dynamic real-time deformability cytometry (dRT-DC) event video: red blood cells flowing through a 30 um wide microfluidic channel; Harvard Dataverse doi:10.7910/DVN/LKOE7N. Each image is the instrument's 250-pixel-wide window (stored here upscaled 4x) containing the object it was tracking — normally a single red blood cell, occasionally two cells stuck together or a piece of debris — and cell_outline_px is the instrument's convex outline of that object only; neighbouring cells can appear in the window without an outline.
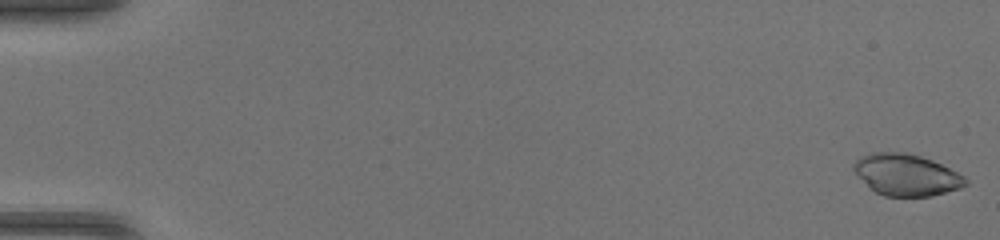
{"species": "common noctule bat (a hibernating species)", "species_latin": "Nyctalus noctula", "temperature_condition": "warm", "stored_images_in_passage": 48, "camera_frame_rate_fps": 3000, "um_per_image_px": 0.085, "animal": {"sex": "female", "body_mass_g": 17.0, "forearm_length_mm": 48.0}, "frame": {"image": 1, "passage_image": 1, "time_ms": 0.0, "image_size_px": [1000, 240], "cell_outline_px": [[968, 184], [960, 188], [932, 196], [884, 196], [868, 188], [852, 168], [852, 164], [860, 156], [872, 152], [908, 152], [932, 160], [964, 176], [968, 180]], "centroid_in_image_um": [77.01, 14.86], "position_along_channel_um": 8.0, "area_um2": 27.17}}
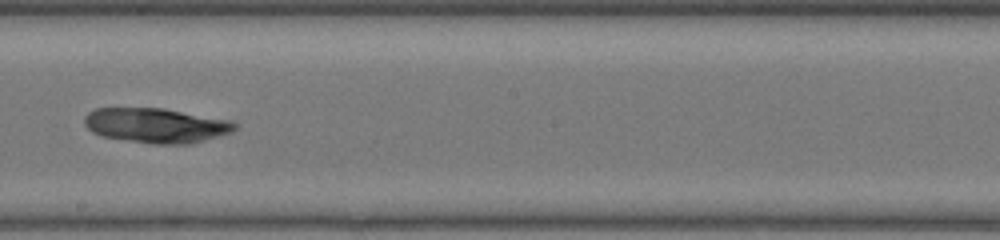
{"frame": {"image": 2, "passage_image": 30, "time_ms": 9.667, "image_size_px": [1000, 240], "cell_outline_px": [[236, 128], [232, 132], [192, 144], [152, 144], [100, 136], [92, 132], [84, 124], [84, 116], [88, 112], [96, 108], [164, 108], [232, 120], [236, 124]], "centroid_in_image_um": [13.27, 10.66], "position_along_channel_um": 234.9, "area_um2": 30.75}}
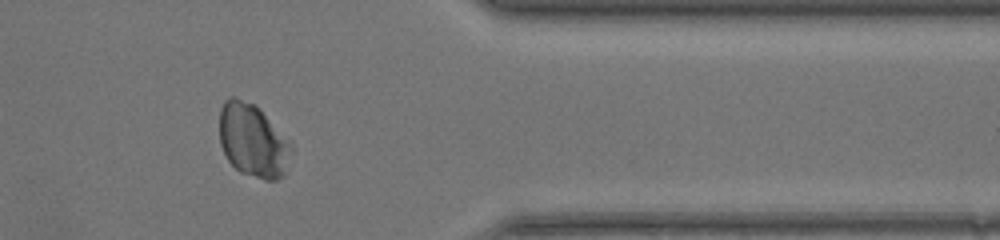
{"frame": {"image": 3, "passage_image": 42, "time_ms": 13.667, "image_size_px": [1000, 240], "cell_outline_px": [[292, 148], [284, 176], [276, 180], [264, 180], [240, 172], [228, 160], [220, 144], [220, 108], [224, 100], [228, 96], [236, 96], [256, 104], [260, 108], [292, 144]], "centroid_in_image_um": [21.49, 11.92], "position_along_channel_um": 389.9, "area_um2": 30.92}}